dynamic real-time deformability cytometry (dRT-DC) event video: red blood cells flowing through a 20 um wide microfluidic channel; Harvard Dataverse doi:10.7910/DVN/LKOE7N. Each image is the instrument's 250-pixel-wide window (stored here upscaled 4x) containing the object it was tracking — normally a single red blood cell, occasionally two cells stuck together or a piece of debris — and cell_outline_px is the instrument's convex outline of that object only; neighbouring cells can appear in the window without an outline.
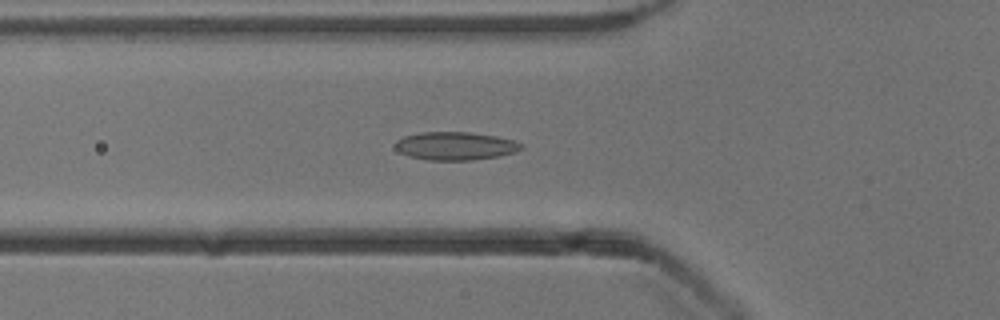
{"species": "common noctule bat (a hibernating species)", "species_latin": "Nyctalus noctula", "temperature_condition": "cold", "stored_images_in_passage": 53, "camera_frame_rate_fps": 3000, "um_per_image_px": 0.085, "animal": {"sex": "male", "body_mass_g": 13.3}, "frame": {"image": 1, "passage_image": 19, "time_ms": 6.0, "image_size_px": [1000, 320], "cell_outline_px": [[524, 148], [516, 152], [500, 156], [472, 160], [428, 160], [408, 156], [400, 152], [396, 148], [396, 140], [404, 136], [420, 132], [472, 132], [496, 136], [512, 140], [524, 144]], "centroid_in_image_um": [38.74, 12.4], "position_along_channel_um": 87.1, "area_um2": 20.81}}
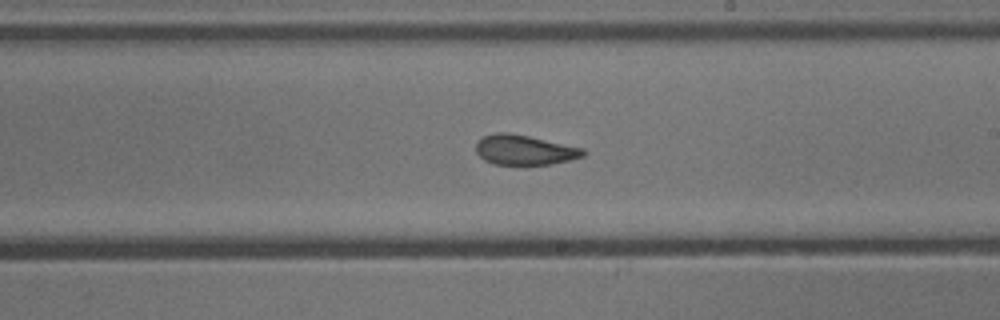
{"frame": {"image": 2, "passage_image": 31, "time_ms": 10.0, "image_size_px": [1000, 320], "cell_outline_px": [[588, 152], [584, 156], [552, 164], [492, 164], [484, 160], [476, 152], [476, 144], [484, 136], [496, 132], [508, 132], [528, 136], [584, 148]], "centroid_in_image_um": [44.59, 12.74], "position_along_channel_um": 244.4, "area_um2": 18.61}}
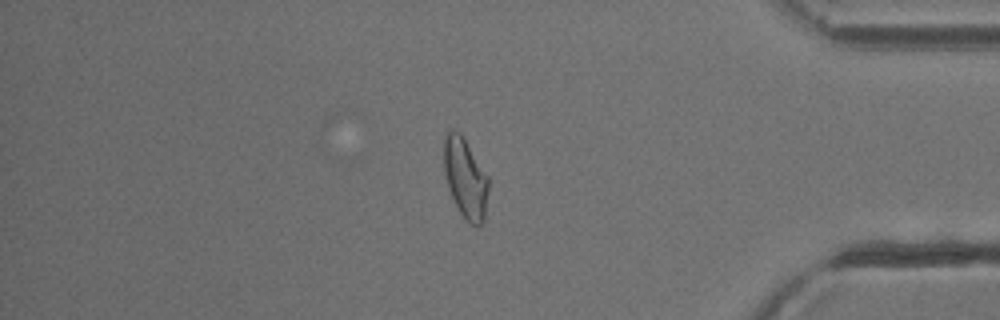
{"frame": {"image": 3, "passage_image": 45, "time_ms": 14.667, "image_size_px": [1000, 320], "cell_outline_px": [[488, 188], [484, 220], [480, 224], [468, 224], [456, 208], [448, 188], [444, 172], [444, 136], [452, 128], [456, 128], [460, 132], [488, 176]], "centroid_in_image_um": [39.53, 15.14], "position_along_channel_um": 395.7, "area_um2": 20.87}, "authors_computed_cell_mechanics": {"area_um2": 20.3456, "velocity_mm_per_s": 3.923, "shape_relaxation_time_tau1_ms": null, "shape_relaxation_time_tau2_ms": 2.1611, "deformation_change_tau1": null, "deformation_change_tau2": 0.0947}}